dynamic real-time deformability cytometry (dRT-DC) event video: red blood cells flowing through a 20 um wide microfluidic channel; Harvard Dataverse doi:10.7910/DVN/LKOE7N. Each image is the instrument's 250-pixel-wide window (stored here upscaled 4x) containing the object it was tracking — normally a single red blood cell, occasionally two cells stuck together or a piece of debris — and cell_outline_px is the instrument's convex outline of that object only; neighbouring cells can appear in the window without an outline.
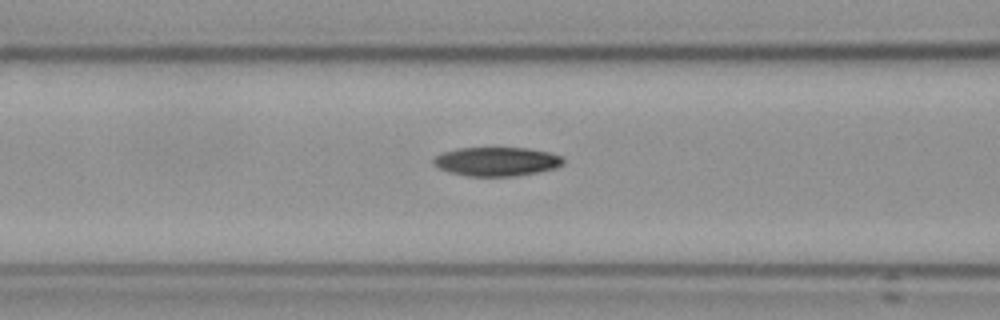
{"species": "Egyptian fruit bat (a non-hibernating species)", "species_latin": "Rousettus aegyptiacus", "temperature_condition": "cold", "stored_images_in_passage": 4, "camera_frame_rate_fps": 3000, "um_per_image_px": 0.085, "frame": {"image": 1, "passage_image": 3, "time_ms": 3.333, "image_size_px": [1000, 320], "cell_outline_px": [[564, 164], [556, 168], [516, 176], [468, 176], [448, 172], [432, 164], [432, 160], [436, 156], [444, 152], [456, 148], [528, 148], [548, 152], [560, 156], [564, 160]], "centroid_in_image_um": [42.2, 13.73], "position_along_channel_um": 124.4, "area_um2": 21.85}}